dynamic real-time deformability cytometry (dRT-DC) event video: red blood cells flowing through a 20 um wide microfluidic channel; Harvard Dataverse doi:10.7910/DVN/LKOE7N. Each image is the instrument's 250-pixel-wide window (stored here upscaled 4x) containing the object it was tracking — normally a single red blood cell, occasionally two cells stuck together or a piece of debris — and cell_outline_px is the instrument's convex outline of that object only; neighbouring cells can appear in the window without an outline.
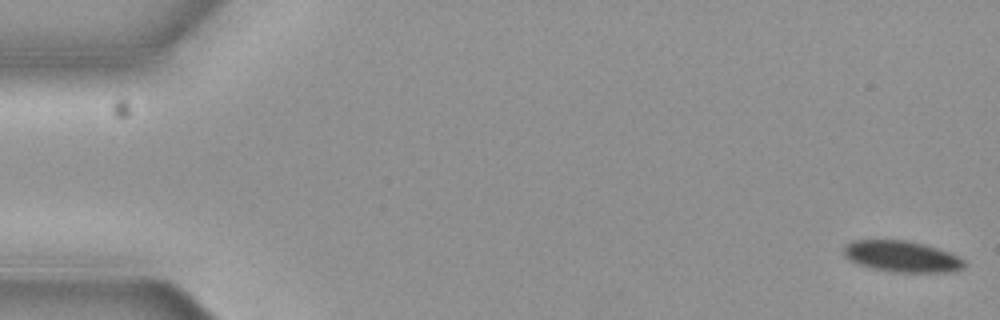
{"species": "common noctule bat (a hibernating species)", "species_latin": "Nyctalus noctula", "temperature_condition": "cold", "stored_images_in_passage": 5, "segment_of_instrument_passage": [1, 2], "camera_frame_rate_fps": 3000, "um_per_image_px": 0.085, "animal": {"sex": "female", "body_mass_g": 19.3, "forearm_length_mm": 54.1}, "frame": {"image": 1, "passage_image": 1, "time_ms": 0.0, "image_size_px": [1000, 320], "cell_outline_px": [[968, 264], [964, 268], [956, 272], [892, 272], [868, 268], [848, 260], [844, 256], [844, 244], [852, 240], [904, 240], [924, 244], [948, 252], [964, 260]], "centroid_in_image_um": [76.64, 21.81], "position_along_channel_um": 8.4, "area_um2": 22.2}}